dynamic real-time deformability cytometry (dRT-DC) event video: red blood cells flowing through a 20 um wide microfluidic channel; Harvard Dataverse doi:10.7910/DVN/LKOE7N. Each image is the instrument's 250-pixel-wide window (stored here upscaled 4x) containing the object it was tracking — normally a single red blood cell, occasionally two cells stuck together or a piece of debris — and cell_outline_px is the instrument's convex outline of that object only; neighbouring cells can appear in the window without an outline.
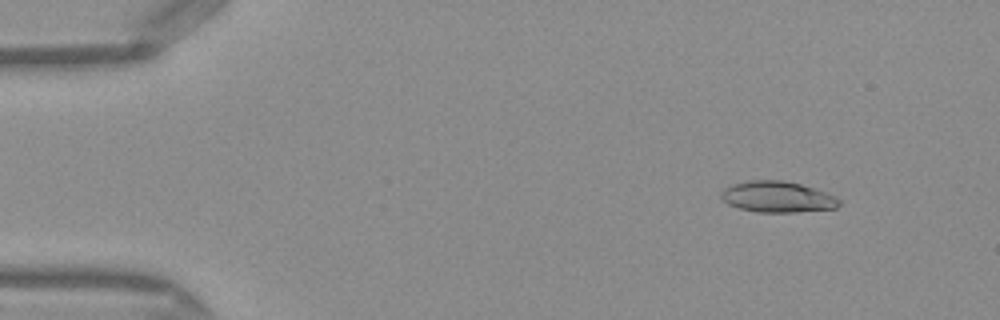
{"species": "Egyptian fruit bat (a non-hibernating species)", "species_latin": "Rousettus aegyptiacus", "temperature_condition": "warm", "stored_images_in_passage": 49, "camera_frame_rate_fps": 3000, "um_per_image_px": 0.085, "frame": {"image": 1, "passage_image": 6, "time_ms": 1.667, "image_size_px": [1000, 320], "cell_outline_px": [[840, 204], [836, 208], [796, 212], [756, 212], [740, 208], [728, 204], [720, 196], [720, 192], [724, 188], [732, 184], [748, 180], [784, 180], [800, 184], [828, 192], [836, 196], [840, 200]], "centroid_in_image_um": [66.09, 16.73], "position_along_channel_um": 18.9, "area_um2": 21.5}}
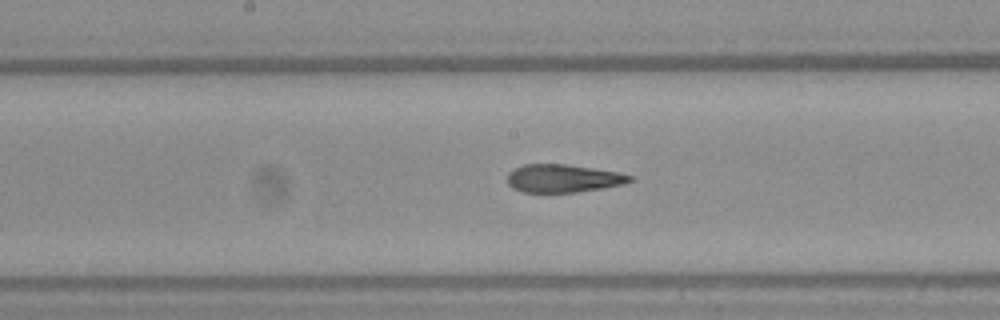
{"frame": {"image": 2, "passage_image": 26, "time_ms": 8.333, "image_size_px": [1000, 320], "cell_outline_px": [[632, 180], [624, 184], [576, 192], [524, 192], [512, 188], [508, 184], [508, 172], [512, 168], [524, 164], [564, 164], [620, 172], [632, 176]], "centroid_in_image_um": [47.83, 15.15], "position_along_channel_um": 200.4, "area_um2": 19.94}}
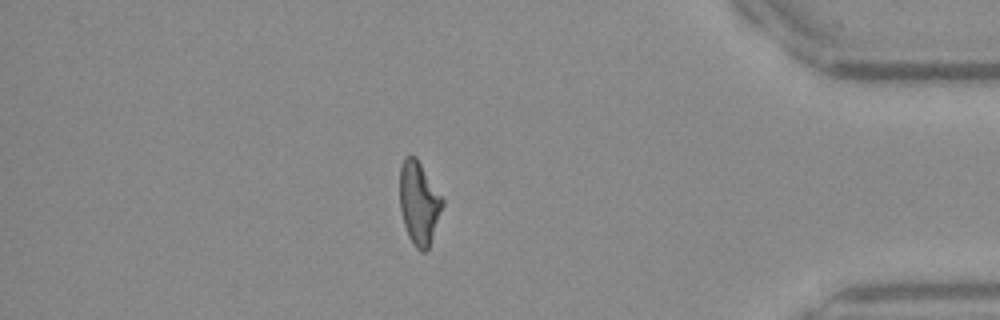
{"frame": {"image": 3, "passage_image": 43, "time_ms": 14.0, "image_size_px": [1000, 320], "cell_outline_px": [[444, 204], [428, 248], [424, 252], [420, 252], [416, 248], [408, 236], [404, 224], [400, 208], [400, 168], [404, 156], [416, 156], [444, 200]], "centroid_in_image_um": [35.6, 17.24], "position_along_channel_um": 399.6, "area_um2": 20.52}, "authors_computed_cell_mechanics": {"area_um2": 20.9814, "velocity_mm_per_s": 4.155, "shape_relaxation_time_tau1_ms": null, "shape_relaxation_time_tau2_ms": 2.5837, "deformation_change_tau1": null, "deformation_change_tau2": 0.114}}